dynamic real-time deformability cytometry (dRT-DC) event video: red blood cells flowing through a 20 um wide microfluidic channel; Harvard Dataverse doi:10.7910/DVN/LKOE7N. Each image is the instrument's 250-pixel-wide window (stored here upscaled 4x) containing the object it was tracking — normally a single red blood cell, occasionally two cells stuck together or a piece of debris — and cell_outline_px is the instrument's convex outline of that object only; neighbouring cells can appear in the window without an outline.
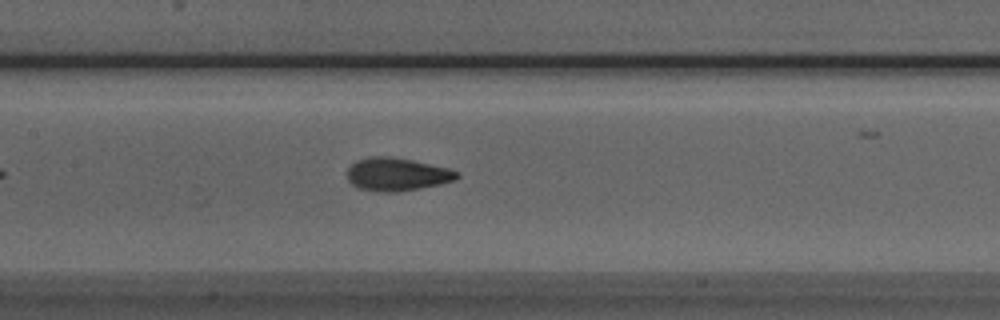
{"species": "Egyptian fruit bat (a non-hibernating species)", "species_latin": "Rousettus aegyptiacus", "temperature_condition": "room temperature", "stored_images_in_passage": 31, "camera_frame_rate_fps": 3000, "um_per_image_px": 0.085, "animal": {"sex": "male"}, "frame": {"image": 1, "passage_image": 14, "time_ms": 4.333, "image_size_px": [1000, 320], "cell_outline_px": [[460, 176], [456, 180], [440, 184], [420, 188], [396, 192], [376, 192], [356, 188], [348, 180], [348, 168], [356, 160], [368, 156], [392, 156], [412, 160], [448, 168], [460, 172]], "centroid_in_image_um": [33.73, 14.82], "position_along_channel_um": 173.7, "area_um2": 21.39}}
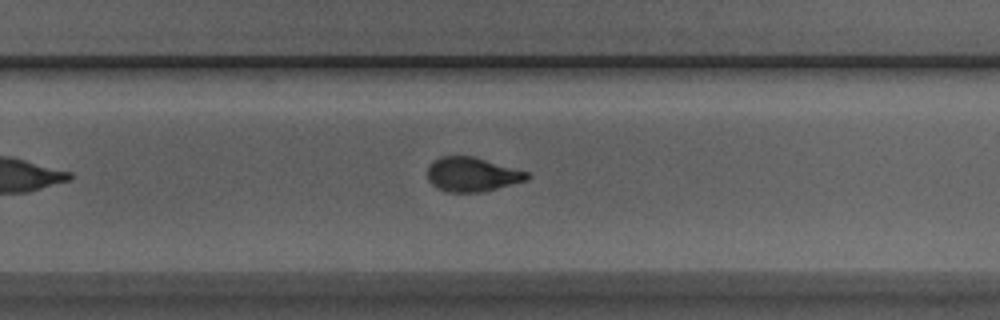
{"frame": {"image": 2, "passage_image": 23, "time_ms": 7.333, "image_size_px": [1000, 320], "cell_outline_px": [[532, 176], [528, 180], [480, 192], [448, 192], [436, 188], [428, 180], [428, 164], [432, 160], [440, 156], [472, 156], [528, 172]], "centroid_in_image_um": [40.1, 14.82], "position_along_channel_um": 289.7, "area_um2": 19.88}}
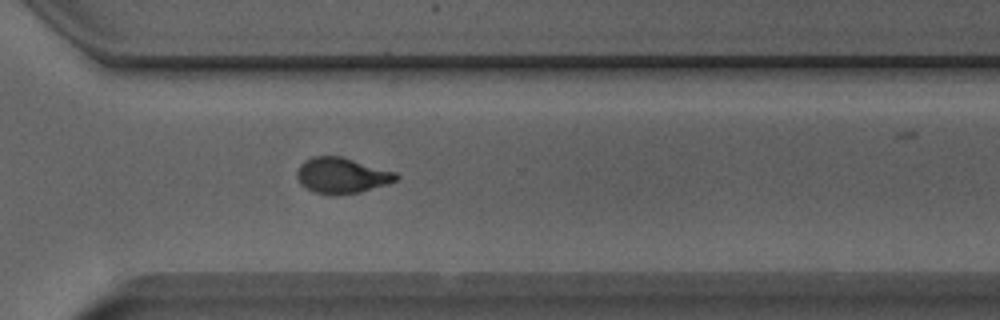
{"frame": {"image": 3, "passage_image": 27, "time_ms": 8.667, "image_size_px": [1000, 320], "cell_outline_px": [[400, 176], [396, 180], [388, 184], [360, 192], [332, 196], [312, 192], [300, 184], [296, 176], [296, 172], [300, 164], [304, 160], [316, 156], [340, 156], [396, 172]], "centroid_in_image_um": [29.02, 14.93], "position_along_channel_um": 341.6, "area_um2": 20.81}}